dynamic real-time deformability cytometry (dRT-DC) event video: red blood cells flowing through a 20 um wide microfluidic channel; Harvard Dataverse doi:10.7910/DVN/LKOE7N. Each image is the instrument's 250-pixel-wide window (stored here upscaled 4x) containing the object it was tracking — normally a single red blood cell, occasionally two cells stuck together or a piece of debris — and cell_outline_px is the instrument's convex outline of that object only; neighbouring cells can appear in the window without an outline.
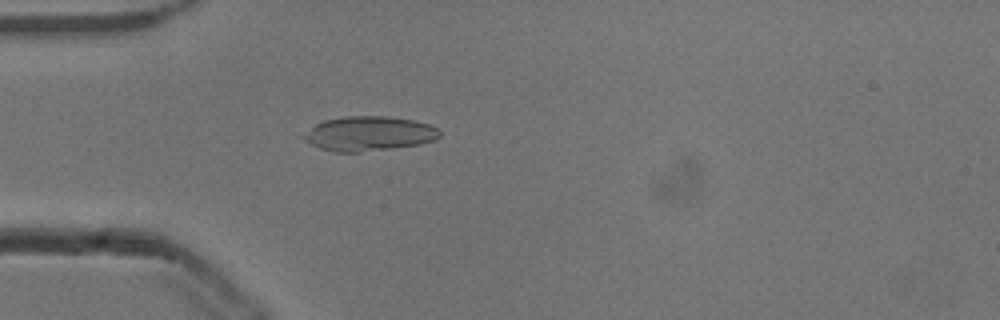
{"species": "common noctule bat (a hibernating species)", "species_latin": "Nyctalus noctula", "temperature_condition": "cold", "stored_images_in_passage": 52, "camera_frame_rate_fps": 3000, "um_per_image_px": 0.085, "animal": {"sex": "male", "body_mass_g": 13.3}, "frame": {"image": 1, "passage_image": 15, "time_ms": 4.667, "image_size_px": [1000, 320], "cell_outline_px": [[440, 136], [432, 140], [420, 144], [392, 148], [360, 152], [336, 152], [320, 148], [312, 144], [300, 136], [316, 124], [324, 120], [344, 116], [388, 116], [412, 120], [428, 124], [436, 128], [440, 132]], "centroid_in_image_um": [31.34, 11.35], "position_along_channel_um": 53.7, "area_um2": 27.17}}
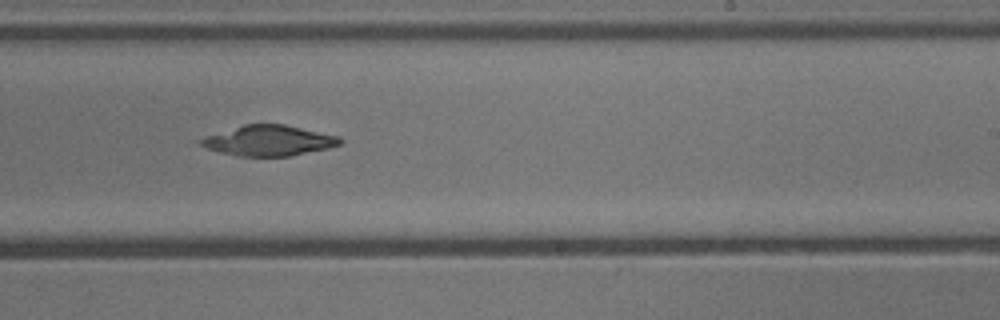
{"frame": {"image": 2, "passage_image": 32, "time_ms": 10.333, "image_size_px": [1000, 320], "cell_outline_px": [[344, 140], [340, 144], [328, 148], [288, 156], [236, 156], [220, 152], [196, 144], [196, 140], [204, 136], [244, 124], [284, 124], [340, 136]], "centroid_in_image_um": [22.8, 11.94], "position_along_channel_um": 266.2, "area_um2": 24.8}}
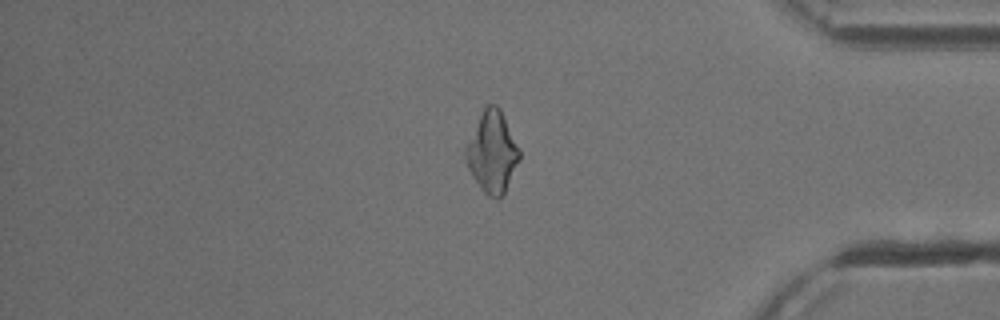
{"frame": {"image": 3, "passage_image": 44, "time_ms": 14.333, "image_size_px": [1000, 320], "cell_outline_px": [[520, 160], [504, 192], [496, 200], [488, 196], [484, 192], [468, 168], [464, 152], [464, 148], [484, 108], [488, 104], [496, 104], [500, 108], [520, 148]], "centroid_in_image_um": [41.85, 12.92], "position_along_channel_um": 393.3, "area_um2": 25.03}}